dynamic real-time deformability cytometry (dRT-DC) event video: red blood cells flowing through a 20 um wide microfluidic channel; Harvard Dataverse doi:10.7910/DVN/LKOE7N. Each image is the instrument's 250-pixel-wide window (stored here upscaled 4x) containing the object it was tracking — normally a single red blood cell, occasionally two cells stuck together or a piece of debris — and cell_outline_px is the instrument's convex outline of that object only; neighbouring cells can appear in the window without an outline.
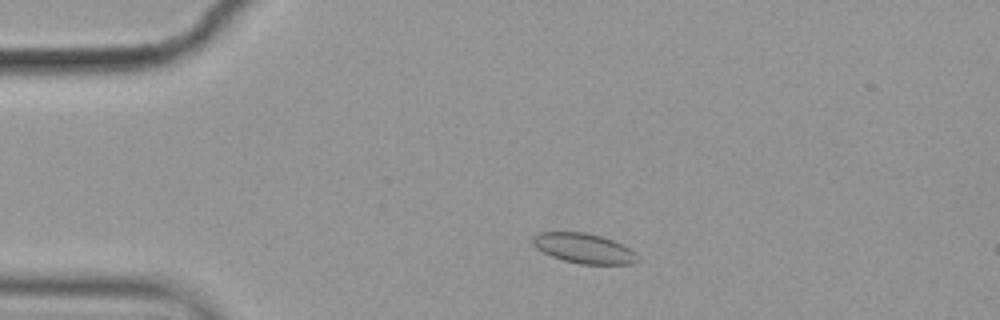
{"species": "common noctule bat (a hibernating species)", "species_latin": "Nyctalus noctula", "temperature_condition": "cold", "stored_images_in_passage": 52, "camera_frame_rate_fps": 3000, "um_per_image_px": 0.085, "animal": {"sex": "female", "body_mass_g": 19.9}, "frame": {"image": 1, "passage_image": 7, "time_ms": 2.0, "image_size_px": [1000, 320], "cell_outline_px": [[640, 260], [632, 264], [580, 264], [564, 260], [552, 256], [536, 248], [532, 244], [532, 236], [540, 232], [584, 232], [600, 236], [612, 240], [636, 252], [640, 256]], "centroid_in_image_um": [49.64, 21.11], "position_along_channel_um": 35.4, "area_um2": 18.26}}
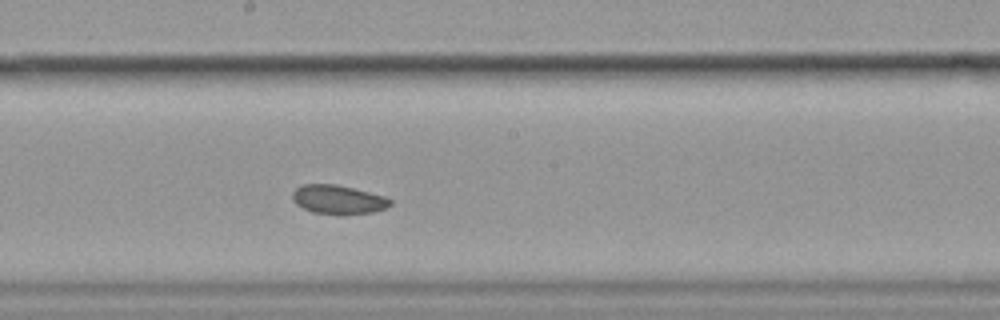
{"frame": {"image": 2, "passage_image": 26, "time_ms": 8.333, "image_size_px": [1000, 320], "cell_outline_px": [[392, 204], [384, 208], [372, 212], [312, 212], [296, 204], [292, 200], [292, 192], [296, 188], [304, 184], [336, 184], [384, 196], [392, 200]], "centroid_in_image_um": [28.7, 16.92], "position_along_channel_um": 219.5, "area_um2": 15.78}}
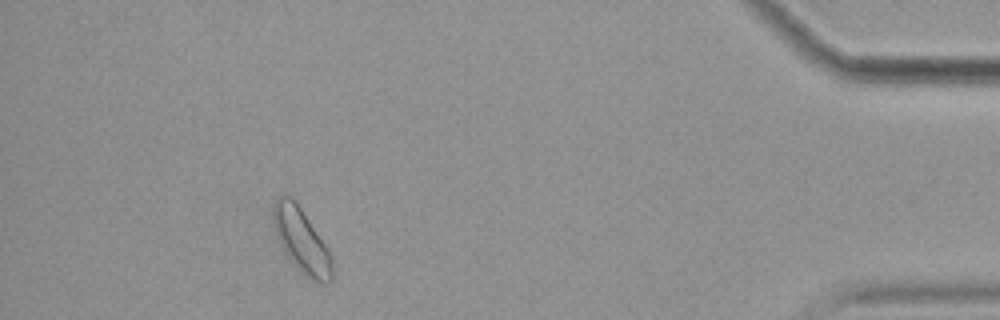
{"frame": {"image": 3, "passage_image": 47, "time_ms": 15.333, "image_size_px": [1000, 320], "cell_outline_px": [[332, 280], [328, 284], [324, 284], [300, 272], [292, 264], [284, 252], [276, 236], [272, 220], [272, 204], [280, 196], [292, 196], [328, 248], [332, 256]], "centroid_in_image_um": [25.6, 20.45], "position_along_channel_um": 409.6, "area_um2": 22.08}}